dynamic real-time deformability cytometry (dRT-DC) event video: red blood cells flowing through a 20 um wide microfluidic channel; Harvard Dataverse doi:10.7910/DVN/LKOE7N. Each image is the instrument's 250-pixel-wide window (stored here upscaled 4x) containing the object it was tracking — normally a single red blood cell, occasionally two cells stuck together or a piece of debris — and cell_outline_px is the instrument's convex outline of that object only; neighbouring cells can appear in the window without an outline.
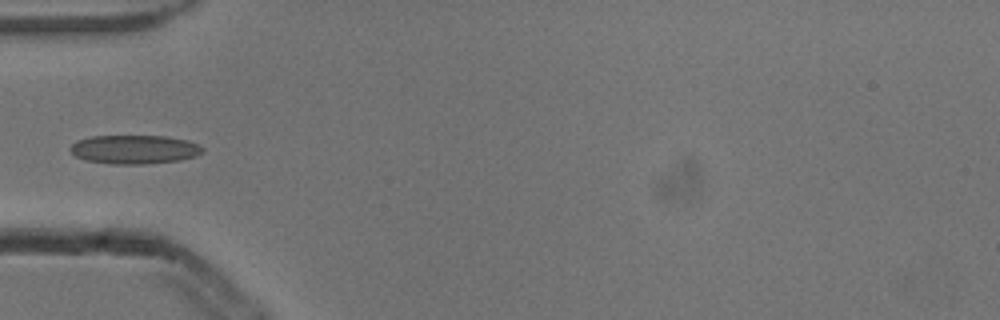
{"species": "common noctule bat (a hibernating species)", "species_latin": "Nyctalus noctula", "temperature_condition": "cold", "stored_images_in_passage": 4, "camera_frame_rate_fps": 3000, "um_per_image_px": 0.085, "animal": {"sex": "male", "body_mass_g": 13.3}, "frame": {"image": 1, "passage_image": 3, "time_ms": 0.667, "image_size_px": [1000, 320], "cell_outline_px": [[204, 152], [196, 156], [180, 160], [144, 164], [112, 164], [84, 160], [76, 156], [68, 148], [76, 140], [92, 136], [164, 136], [188, 140], [204, 148]], "centroid_in_image_um": [11.41, 12.7], "position_along_channel_um": 73.6, "area_um2": 22.31}}
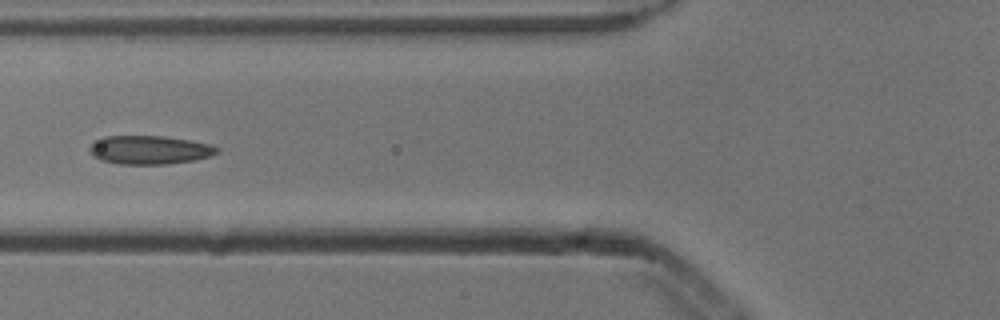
{"frame": {"image": 2, "passage_image": 4, "time_ms": 1.0, "image_size_px": [1000, 320], "cell_outline_px": [[220, 152], [208, 156], [192, 160], [168, 164], [120, 164], [100, 160], [92, 156], [88, 152], [88, 148], [92, 140], [104, 136], [164, 136], [212, 144], [220, 148]], "centroid_in_image_um": [12.65, 12.73], "position_along_channel_um": 113.2, "area_um2": 21.5}}